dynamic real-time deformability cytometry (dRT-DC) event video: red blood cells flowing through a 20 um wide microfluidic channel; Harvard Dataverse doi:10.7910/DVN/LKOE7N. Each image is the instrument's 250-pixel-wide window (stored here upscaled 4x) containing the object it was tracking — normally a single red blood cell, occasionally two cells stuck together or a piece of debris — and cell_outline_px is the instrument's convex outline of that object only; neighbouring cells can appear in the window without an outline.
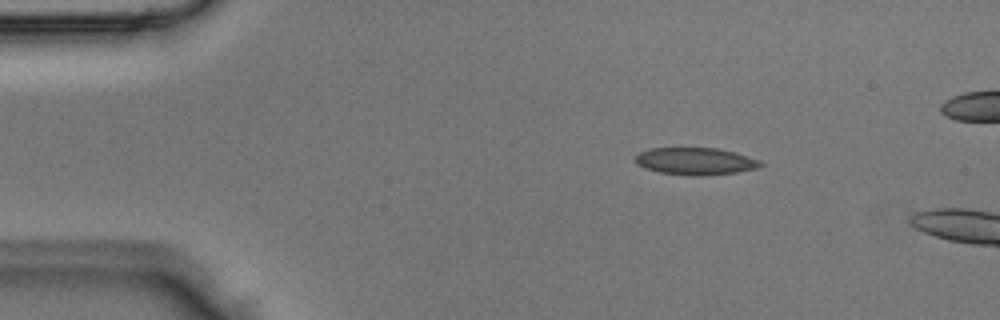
{"species": "Egyptian fruit bat (a non-hibernating species)", "species_latin": "Rousettus aegyptiacus", "temperature_condition": "room temperature", "stored_images_in_passage": 2, "camera_frame_rate_fps": 3000, "um_per_image_px": 0.085, "animal": {"sex": "male"}, "frame": {"image": 1, "passage_image": 1, "time_ms": 0.0, "image_size_px": [1000, 320], "cell_outline_px": [[764, 164], [760, 168], [736, 172], [704, 176], [688, 176], [660, 172], [644, 168], [636, 164], [636, 156], [640, 152], [648, 148], [716, 148], [748, 156], [760, 160]], "centroid_in_image_um": [59.12, 13.71], "position_along_channel_um": 25.9, "area_um2": 19.94}}